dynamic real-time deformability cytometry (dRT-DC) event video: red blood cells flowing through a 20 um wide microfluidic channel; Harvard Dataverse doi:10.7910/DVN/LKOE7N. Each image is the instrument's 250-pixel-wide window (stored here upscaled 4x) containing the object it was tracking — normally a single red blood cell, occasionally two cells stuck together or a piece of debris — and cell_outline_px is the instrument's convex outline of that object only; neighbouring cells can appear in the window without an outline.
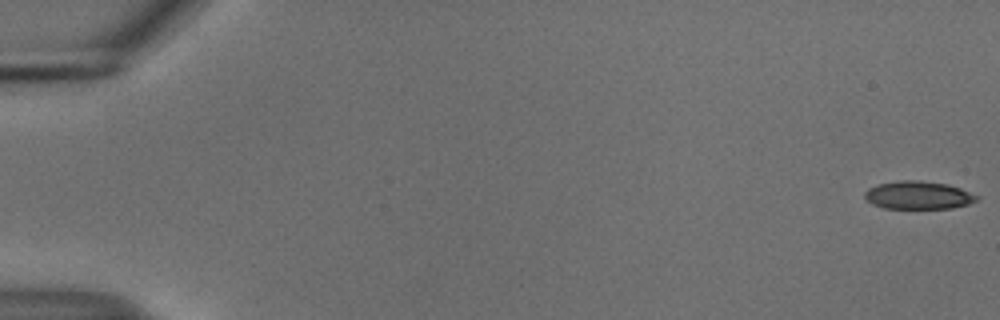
{"species": "common noctule bat (a hibernating species)", "species_latin": "Nyctalus noctula", "temperature_condition": "cold", "stored_images_in_passage": 55, "camera_frame_rate_fps": 3000, "um_per_image_px": 0.085, "animal": {"sex": "male", "body_mass_g": 18.8}, "frame": {"image": 1, "passage_image": 1, "time_ms": 0.0, "image_size_px": [1000, 320], "cell_outline_px": [[980, 196], [976, 200], [968, 204], [952, 208], [884, 208], [872, 204], [864, 196], [864, 192], [868, 188], [880, 184], [900, 180], [916, 180], [948, 184], [960, 188]], "centroid_in_image_um": [78.05, 16.59], "position_along_channel_um": 6.9, "area_um2": 18.15}}
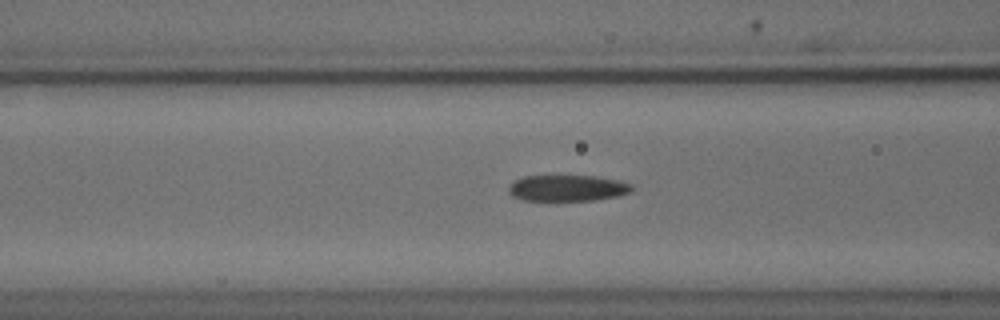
{"frame": {"image": 2, "passage_image": 23, "time_ms": 7.333, "image_size_px": [1000, 320], "cell_outline_px": [[632, 192], [620, 196], [596, 200], [524, 200], [512, 196], [508, 192], [508, 188], [516, 180], [524, 176], [556, 172], [600, 176], [620, 180], [632, 184]], "centroid_in_image_um": [48.26, 15.92], "position_along_channel_um": 118.3, "area_um2": 20.0}}
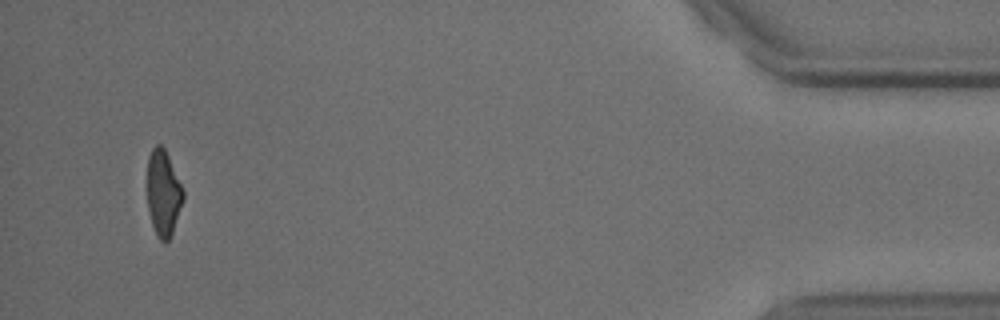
{"frame": {"image": 3, "passage_image": 53, "time_ms": 17.333, "image_size_px": [1000, 320], "cell_outline_px": [[184, 200], [172, 232], [168, 240], [160, 240], [156, 236], [152, 224], [148, 208], [148, 156], [152, 148], [156, 144], [160, 144], [164, 148], [168, 156], [184, 192]], "centroid_in_image_um": [13.88, 16.41], "position_along_channel_um": 421.3, "area_um2": 17.69}, "authors_computed_cell_mechanics": {"area_um2": 19.8254, "velocity_mm_per_s": 3.7254, "shape_relaxation_time_tau1_ms": 4.3369, "shape_relaxation_time_tau2_ms": 1.982, "deformation_change_tau1": 0.1554, "deformation_change_tau2": 0.0857}}